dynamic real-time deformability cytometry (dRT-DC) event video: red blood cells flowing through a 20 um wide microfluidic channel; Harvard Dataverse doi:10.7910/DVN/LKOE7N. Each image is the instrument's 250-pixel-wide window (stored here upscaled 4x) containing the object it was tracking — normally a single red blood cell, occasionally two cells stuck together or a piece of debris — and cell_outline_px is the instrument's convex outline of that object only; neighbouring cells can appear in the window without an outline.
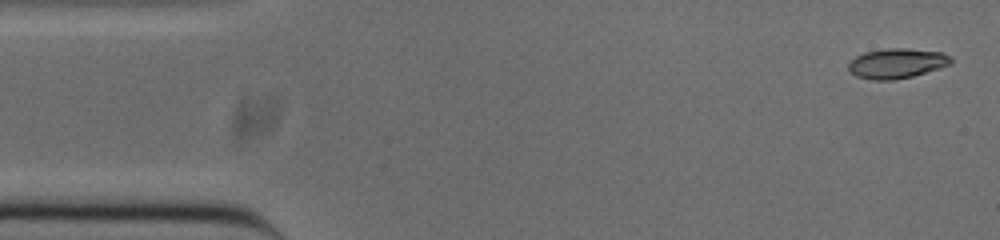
{"species": "common noctule bat (a hibernating species)", "species_latin": "Nyctalus noctula", "temperature_condition": "cold", "stored_images_in_passage": 52, "camera_frame_rate_fps": 3000, "um_per_image_px": 0.085, "animal": {"sex": "male", "body_mass_g": 20.0, "forearm_length_mm": 53.3}, "frame": {"image": 1, "passage_image": 2, "time_ms": 0.333, "image_size_px": [1000, 240], "cell_outline_px": [[952, 64], [940, 68], [912, 76], [896, 80], [872, 80], [856, 76], [848, 72], [848, 64], [856, 56], [864, 52], [888, 48], [908, 48], [940, 52], [952, 56]], "centroid_in_image_um": [76.23, 5.39], "position_along_channel_um": 8.8, "area_um2": 18.03}}
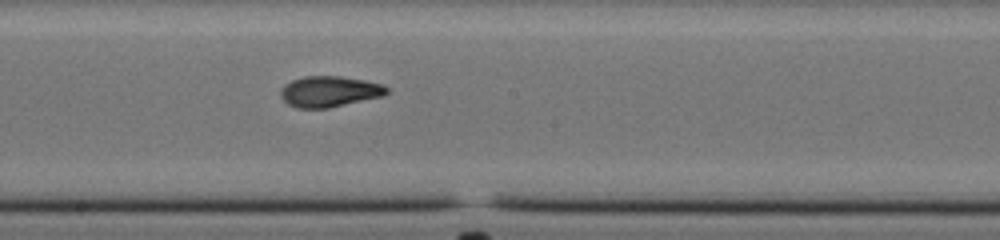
{"frame": {"image": 2, "passage_image": 27, "time_ms": 8.667, "image_size_px": [1000, 240], "cell_outline_px": [[388, 92], [380, 96], [328, 108], [300, 108], [288, 104], [280, 96], [280, 88], [284, 84], [292, 80], [304, 76], [340, 76], [364, 80], [384, 84], [388, 88]], "centroid_in_image_um": [27.96, 7.76], "position_along_channel_um": 220.2, "area_um2": 18.96}}
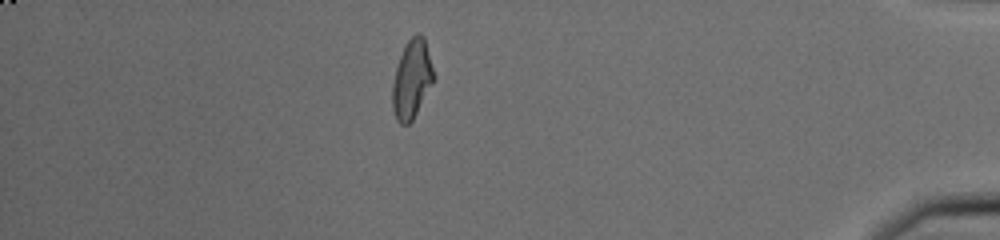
{"frame": {"image": 3, "passage_image": 45, "time_ms": 14.667, "image_size_px": [1000, 240], "cell_outline_px": [[432, 84], [412, 120], [408, 124], [400, 124], [396, 120], [392, 108], [392, 84], [396, 68], [404, 44], [416, 32], [420, 32], [424, 36], [432, 68]], "centroid_in_image_um": [34.97, 6.72], "position_along_channel_um": 400.2, "area_um2": 18.61}, "authors_computed_cell_mechanics": {"area_um2": 18.6983, "velocity_mm_per_s": 3.8605, "shape_relaxation_time_tau1_ms": 5.517, "shape_relaxation_time_tau2_ms": 1.5836, "deformation_change_tau1": 0.2032, "deformation_change_tau2": 0.0686}}